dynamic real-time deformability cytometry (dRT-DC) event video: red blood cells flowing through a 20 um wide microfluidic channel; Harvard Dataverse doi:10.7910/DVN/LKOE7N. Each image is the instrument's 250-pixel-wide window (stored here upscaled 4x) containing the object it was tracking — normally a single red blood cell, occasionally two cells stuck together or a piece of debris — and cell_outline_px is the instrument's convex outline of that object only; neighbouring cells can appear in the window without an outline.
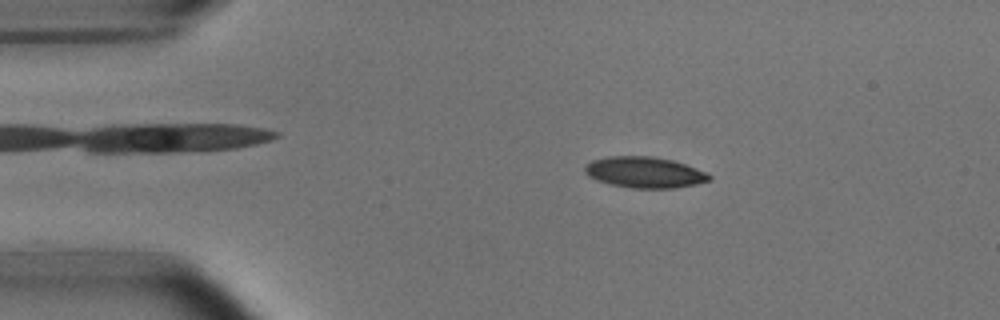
{"species": "common noctule bat (a hibernating species)", "species_latin": "Nyctalus noctula", "temperature_condition": "room temperature", "stored_images_in_passage": 52, "camera_frame_rate_fps": 3000, "um_per_image_px": 0.085, "animal": {"sex": "male", "body_mass_g": 15.6}, "frame": {"image": 1, "passage_image": 9, "time_ms": 2.667, "image_size_px": [1000, 320], "cell_outline_px": [[712, 180], [696, 184], [676, 188], [632, 188], [612, 184], [596, 180], [588, 176], [584, 172], [584, 168], [592, 160], [608, 156], [652, 156], [672, 160], [696, 168], [712, 176]], "centroid_in_image_um": [54.79, 14.65], "position_along_channel_um": 30.2, "area_um2": 22.43}}
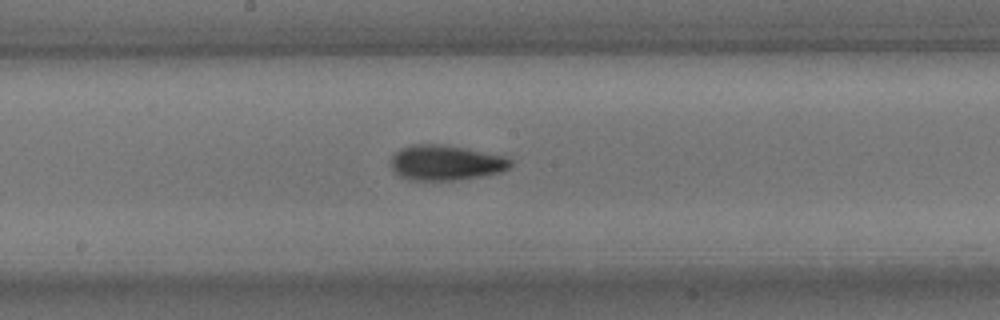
{"frame": {"image": 2, "passage_image": 27, "time_ms": 8.667, "image_size_px": [1000, 320], "cell_outline_px": [[512, 164], [508, 168], [500, 172], [460, 180], [408, 180], [400, 176], [392, 168], [392, 156], [400, 148], [412, 144], [444, 144], [504, 156], [512, 160]], "centroid_in_image_um": [37.88, 13.83], "position_along_channel_um": 210.3, "area_um2": 24.45}}
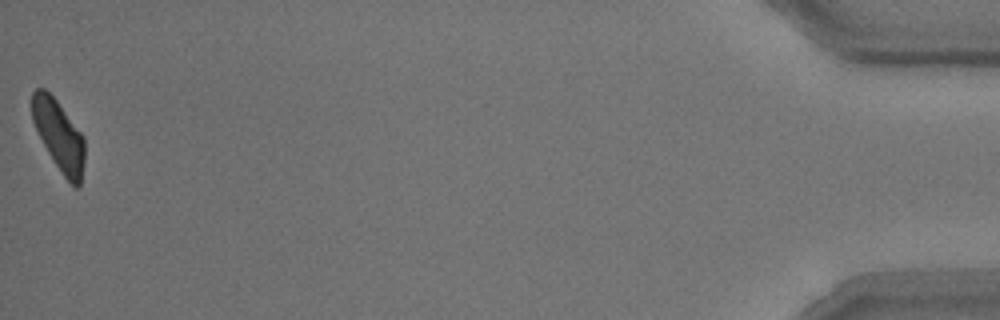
{"frame": {"image": 3, "passage_image": 52, "time_ms": 17.0, "image_size_px": [1000, 320], "cell_outline_px": [[84, 160], [80, 184], [76, 188], [64, 176], [48, 152], [32, 120], [32, 92], [36, 88], [44, 88], [56, 100], [84, 136]], "centroid_in_image_um": [5.01, 11.49], "position_along_channel_um": 430.2, "area_um2": 21.1}, "authors_computed_cell_mechanics": {"area_um2": 23.0044, "velocity_mm_per_s": 3.7843, "shape_relaxation_time_tau1_ms": 3.3819, "shape_relaxation_time_tau2_ms": 2.0706, "deformation_change_tau1": 0.141, "deformation_change_tau2": 0.0841}}